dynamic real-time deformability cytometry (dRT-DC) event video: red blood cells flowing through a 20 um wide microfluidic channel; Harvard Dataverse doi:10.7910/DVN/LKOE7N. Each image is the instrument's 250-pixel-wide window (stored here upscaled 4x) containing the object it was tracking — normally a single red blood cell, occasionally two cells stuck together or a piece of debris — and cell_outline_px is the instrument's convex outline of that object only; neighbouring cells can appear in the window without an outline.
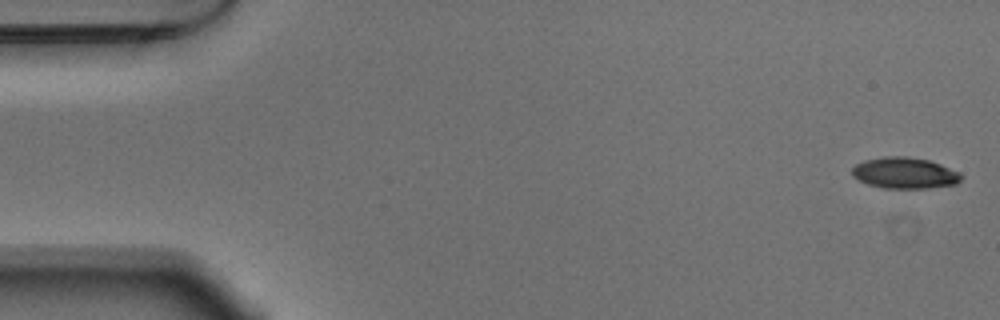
{"species": "Egyptian fruit bat (a non-hibernating species)", "species_latin": "Rousettus aegyptiacus", "temperature_condition": "warm", "stored_images_in_passage": 53, "camera_frame_rate_fps": 3000, "um_per_image_px": 0.085, "animal": {"sex": "male"}, "frame": {"image": 1, "passage_image": 1, "time_ms": 0.0, "image_size_px": [1000, 320], "cell_outline_px": [[964, 176], [956, 184], [928, 188], [884, 188], [868, 184], [852, 176], [852, 168], [856, 164], [864, 160], [884, 156], [908, 156], [928, 160], [940, 164], [960, 172]], "centroid_in_image_um": [76.91, 14.7], "position_along_channel_um": 8.1, "area_um2": 19.88}}
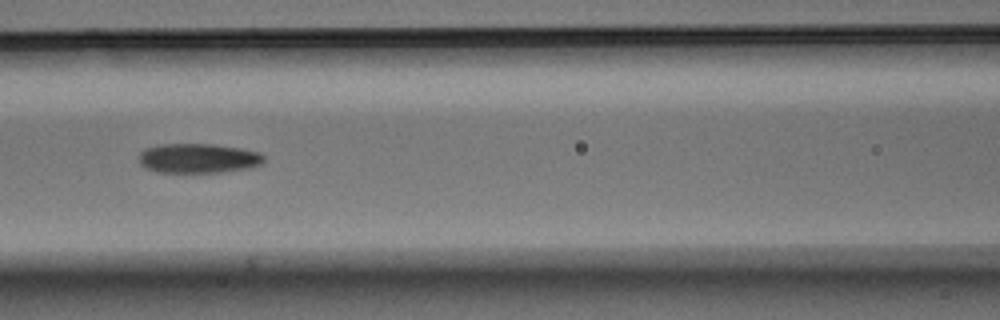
{"frame": {"image": 2, "passage_image": 23, "time_ms": 7.333, "image_size_px": [1000, 320], "cell_outline_px": [[264, 164], [252, 168], [224, 172], [156, 172], [144, 168], [140, 164], [140, 152], [144, 148], [160, 144], [216, 144], [244, 148], [260, 152], [264, 156]], "centroid_in_image_um": [16.9, 13.45], "position_along_channel_um": 149.7, "area_um2": 22.02}}
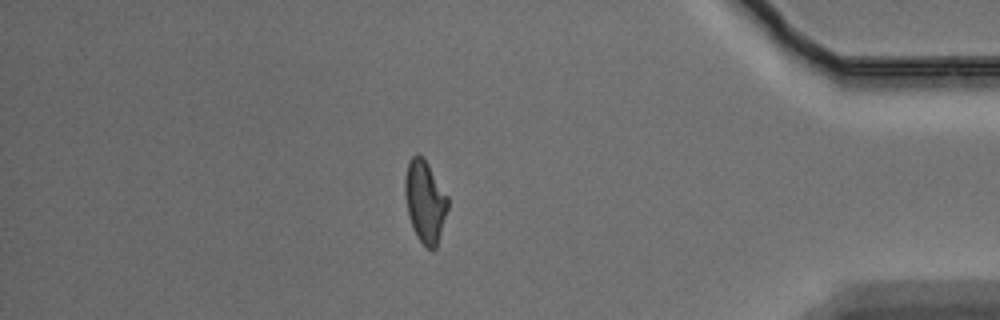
{"frame": {"image": 3, "passage_image": 46, "time_ms": 15.0, "image_size_px": [1000, 320], "cell_outline_px": [[448, 208], [436, 248], [428, 248], [416, 236], [412, 228], [408, 216], [404, 196], [404, 176], [408, 164], [412, 156], [416, 152], [428, 164], [448, 196]], "centroid_in_image_um": [36.1, 17.11], "position_along_channel_um": 399.1, "area_um2": 20.46}, "authors_computed_cell_mechanics": {"area_um2": 20.9814, "velocity_mm_per_s": 3.7394, "shape_relaxation_time_tau1_ms": 4.4137, "shape_relaxation_time_tau2_ms": 5.6693, "deformation_change_tau1": 0.1807, "deformation_change_tau2": 0.1472}}